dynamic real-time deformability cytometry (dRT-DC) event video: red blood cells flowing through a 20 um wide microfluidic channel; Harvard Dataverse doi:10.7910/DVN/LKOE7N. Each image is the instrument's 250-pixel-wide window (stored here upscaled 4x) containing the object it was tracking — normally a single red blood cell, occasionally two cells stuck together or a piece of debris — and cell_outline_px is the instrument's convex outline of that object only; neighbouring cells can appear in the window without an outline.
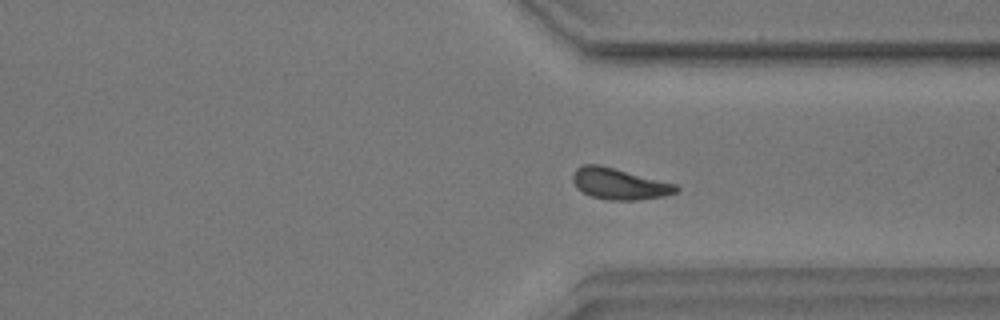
{"species": "common noctule bat (a hibernating species)", "species_latin": "Nyctalus noctula", "temperature_condition": "warm", "stored_images_in_passage": 40, "camera_frame_rate_fps": 3000, "um_per_image_px": 0.085, "animal": {"sex": "male", "body_mass_g": 17.9}, "frame": {"image": 1, "passage_image": 25, "time_ms": 8.0, "image_size_px": [1000, 320], "cell_outline_px": [[680, 188], [676, 192], [664, 196], [636, 200], [608, 200], [592, 196], [576, 188], [572, 180], [572, 176], [576, 168], [584, 164], [600, 164], [676, 184]], "centroid_in_image_um": [52.62, 15.62], "position_along_channel_um": 358.8, "area_um2": 18.79}}
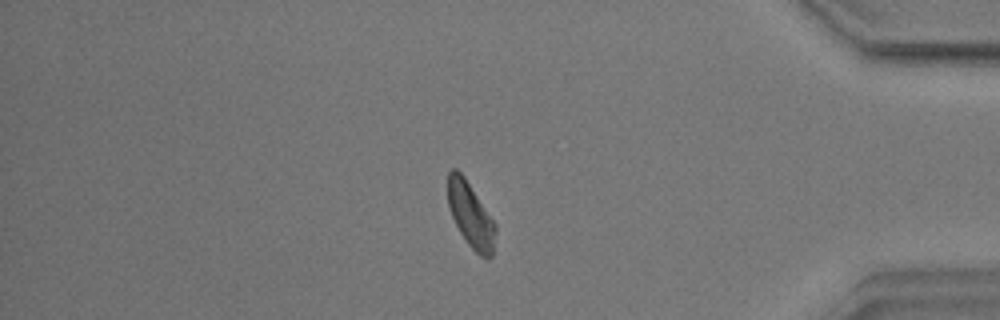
{"frame": {"image": 2, "passage_image": 31, "time_ms": 10.0, "image_size_px": [1000, 320], "cell_outline_px": [[496, 232], [492, 256], [488, 260], [480, 256], [468, 244], [460, 232], [452, 216], [448, 204], [448, 172], [452, 168], [456, 168], [464, 176], [496, 224]], "centroid_in_image_um": [40.02, 18.29], "position_along_channel_um": 395.2, "area_um2": 17.92}}
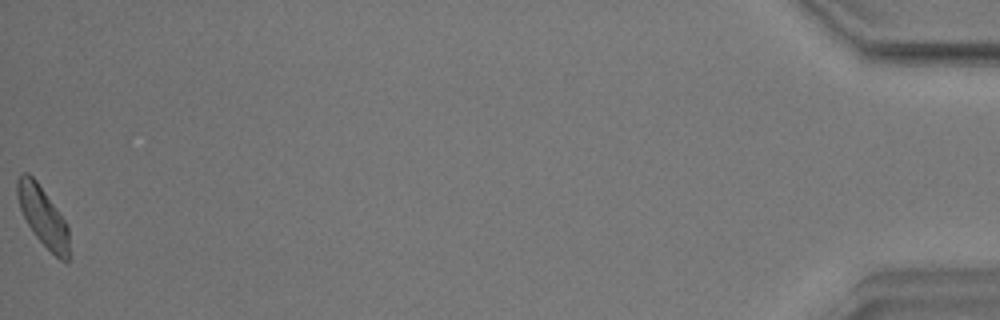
{"frame": {"image": 3, "passage_image": 40, "time_ms": 13.0, "image_size_px": [1000, 320], "cell_outline_px": [[68, 260], [60, 260], [36, 236], [28, 224], [20, 208], [16, 196], [16, 180], [20, 172], [28, 172], [36, 180], [64, 220], [68, 228]], "centroid_in_image_um": [3.59, 18.32], "position_along_channel_um": 431.6, "area_um2": 17.51}}